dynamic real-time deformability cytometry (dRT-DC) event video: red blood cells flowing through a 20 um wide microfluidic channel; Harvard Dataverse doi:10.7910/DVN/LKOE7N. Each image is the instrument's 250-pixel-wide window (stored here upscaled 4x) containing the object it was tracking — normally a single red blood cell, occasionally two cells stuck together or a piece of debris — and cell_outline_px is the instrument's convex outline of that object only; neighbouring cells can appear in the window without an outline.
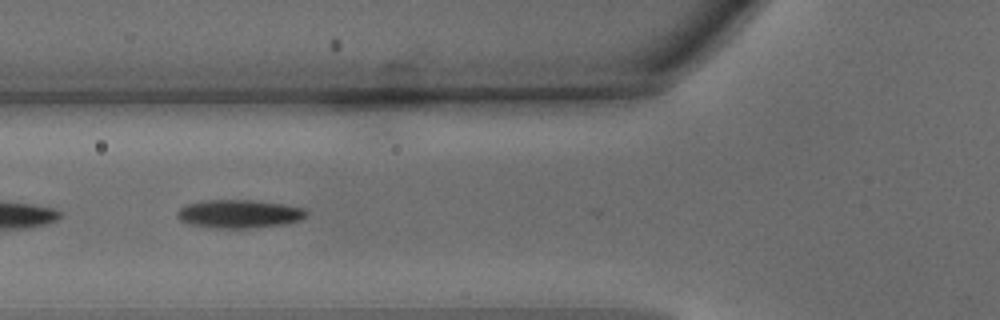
{"species": "common noctule bat (a hibernating species)", "species_latin": "Nyctalus noctula", "temperature_condition": "warm", "stored_images_in_passage": 17, "camera_frame_rate_fps": 3000, "um_per_image_px": 0.085, "animal": {"sex": "male", "body_mass_g": 15.6}, "frame": {"image": 1, "passage_image": 8, "time_ms": 2.333, "image_size_px": [1000, 320], "cell_outline_px": [[308, 212], [300, 220], [280, 224], [248, 228], [208, 228], [188, 224], [180, 220], [176, 216], [176, 212], [180, 208], [188, 204], [208, 200], [252, 200], [284, 204], [304, 208]], "centroid_in_image_um": [20.28, 18.18], "position_along_channel_um": 105.5, "area_um2": 21.21}}